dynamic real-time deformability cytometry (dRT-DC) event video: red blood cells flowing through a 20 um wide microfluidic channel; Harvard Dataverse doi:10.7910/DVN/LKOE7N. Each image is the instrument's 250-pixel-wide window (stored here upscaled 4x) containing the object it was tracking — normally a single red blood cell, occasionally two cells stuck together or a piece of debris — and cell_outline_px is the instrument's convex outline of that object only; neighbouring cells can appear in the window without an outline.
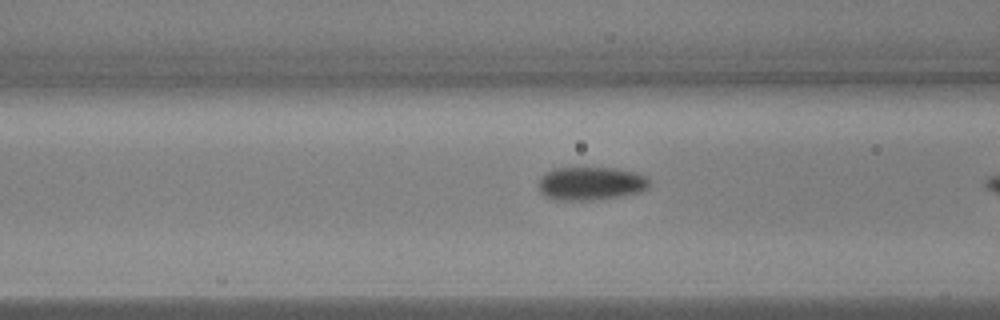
{"species": "common noctule bat (a hibernating species)", "species_latin": "Nyctalus noctula", "temperature_condition": "warm", "stored_images_in_passage": 19, "camera_frame_rate_fps": 3000, "um_per_image_px": 0.085, "animal": {"sex": "male", "body_mass_g": 17.9, "forearm_length_mm": 54.2}, "frame": {"image": 1, "passage_image": 17, "time_ms": 5.333, "image_size_px": [1000, 320], "cell_outline_px": [[652, 180], [648, 188], [640, 192], [592, 200], [552, 200], [544, 196], [540, 192], [540, 176], [544, 172], [552, 168], [616, 168], [636, 172]], "centroid_in_image_um": [50.2, 15.59], "position_along_channel_um": 116.4, "area_um2": 21.68}}